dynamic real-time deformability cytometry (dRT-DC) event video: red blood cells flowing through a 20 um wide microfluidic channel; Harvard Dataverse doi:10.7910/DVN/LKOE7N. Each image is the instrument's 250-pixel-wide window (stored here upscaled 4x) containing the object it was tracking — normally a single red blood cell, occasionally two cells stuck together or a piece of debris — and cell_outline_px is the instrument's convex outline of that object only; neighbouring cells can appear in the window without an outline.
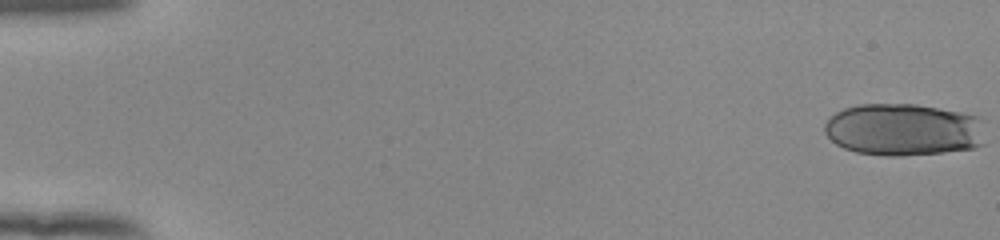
{"species": "human", "species_latin": "Homo sapiens", "temperature_condition": "room temperature", "stored_images_in_passage": 20, "camera_frame_rate_fps": 3000, "um_per_image_px": 0.085, "donor": {"sex": "female"}, "frame": {"image": 1, "passage_image": 1, "time_ms": 0.0, "image_size_px": [1000, 240], "cell_outline_px": [[984, 144], [976, 148], [944, 152], [900, 156], [888, 156], [856, 152], [844, 148], [836, 144], [824, 132], [824, 124], [828, 116], [844, 108], [860, 104], [916, 104], [960, 112], [976, 116]], "centroid_in_image_um": [76.72, 11.02], "position_along_channel_um": 8.3, "area_um2": 48.84}}
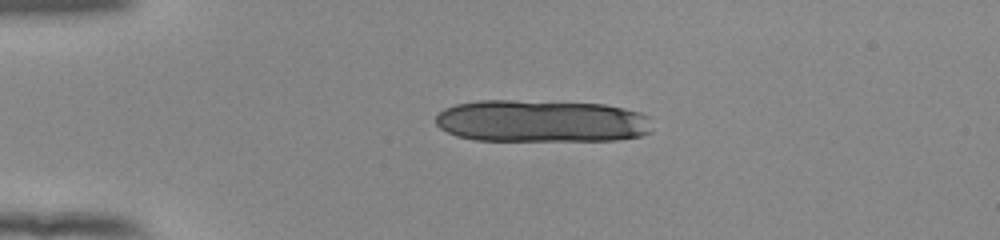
{"frame": {"image": 2, "passage_image": 14, "time_ms": 4.333, "image_size_px": [1000, 240], "cell_outline_px": [[652, 132], [640, 136], [616, 140], [476, 140], [456, 136], [440, 128], [436, 124], [436, 116], [444, 108], [456, 104], [480, 100], [512, 100], [604, 104], [624, 108], [640, 112], [648, 116]], "centroid_in_image_um": [46.02, 10.29], "position_along_channel_um": 39.0, "area_um2": 53.52}}